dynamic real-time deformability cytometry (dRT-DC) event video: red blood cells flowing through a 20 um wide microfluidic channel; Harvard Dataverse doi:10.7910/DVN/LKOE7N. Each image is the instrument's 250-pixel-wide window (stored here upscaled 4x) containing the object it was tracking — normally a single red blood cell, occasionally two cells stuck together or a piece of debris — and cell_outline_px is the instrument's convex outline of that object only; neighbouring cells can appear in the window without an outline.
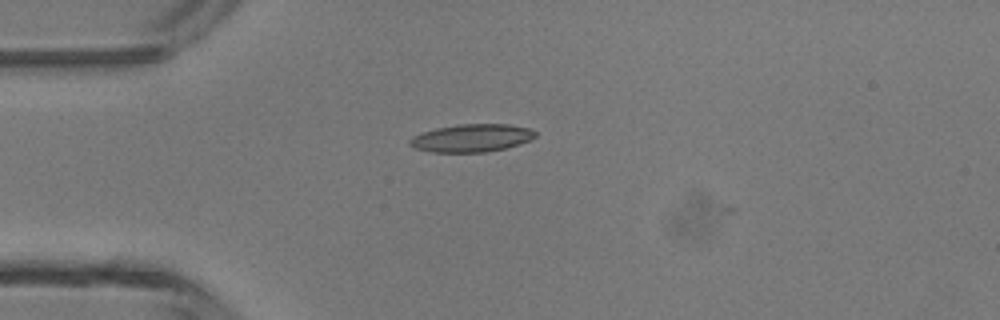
{"species": "common noctule bat (a hibernating species)", "species_latin": "Nyctalus noctula", "temperature_condition": "room temperature", "stored_images_in_passage": 3, "camera_frame_rate_fps": 3000, "um_per_image_px": 0.085, "animal": {"sex": "male", "body_mass_g": 13.3}, "frame": {"image": 1, "passage_image": 1, "time_ms": 0.0, "image_size_px": [1000, 320], "cell_outline_px": [[536, 136], [528, 140], [504, 148], [488, 152], [432, 152], [412, 148], [408, 144], [408, 140], [412, 136], [436, 128], [460, 124], [508, 124], [528, 128], [536, 132]], "centroid_in_image_um": [40.02, 11.73], "position_along_channel_um": 45.0, "area_um2": 20.23}}